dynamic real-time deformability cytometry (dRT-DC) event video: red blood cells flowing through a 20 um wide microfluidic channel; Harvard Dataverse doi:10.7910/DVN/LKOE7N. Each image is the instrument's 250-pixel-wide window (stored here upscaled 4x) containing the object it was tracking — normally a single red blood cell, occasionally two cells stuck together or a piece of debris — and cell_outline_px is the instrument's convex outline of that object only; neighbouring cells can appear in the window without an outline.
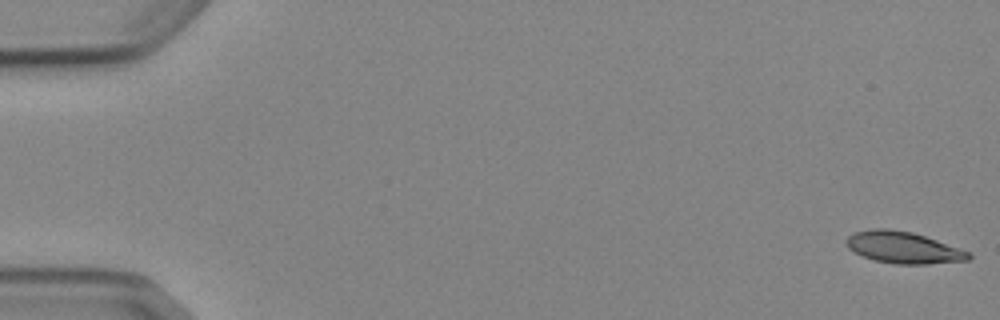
{"species": "Egyptian fruit bat (a non-hibernating species)", "species_latin": "Rousettus aegyptiacus", "temperature_condition": "cold", "stored_images_in_passage": 5, "camera_frame_rate_fps": 3000, "um_per_image_px": 0.085, "animal": {"sex": "female"}, "frame": {"image": 1, "passage_image": 1, "time_ms": 0.0, "image_size_px": [1000, 320], "cell_outline_px": [[972, 256], [968, 260], [928, 264], [896, 264], [876, 260], [864, 256], [848, 248], [848, 236], [856, 232], [872, 228], [888, 228], [912, 232], [972, 252]], "centroid_in_image_um": [76.84, 21.04], "position_along_channel_um": 8.2, "area_um2": 22.31}}
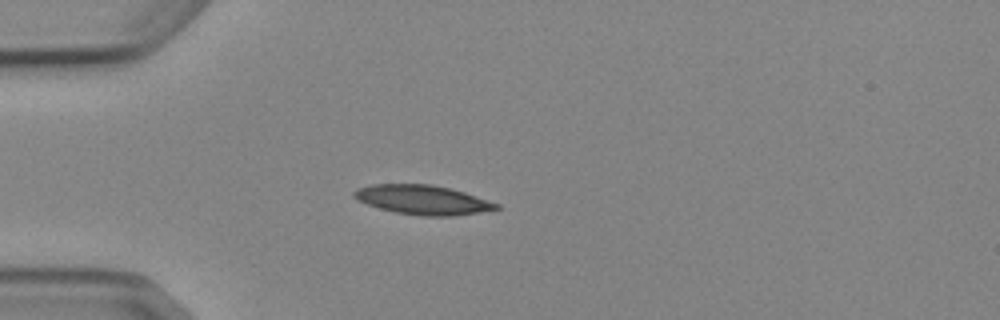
{"frame": {"image": 2, "passage_image": 4, "time_ms": 4.667, "image_size_px": [1000, 320], "cell_outline_px": [[500, 208], [452, 216], [420, 216], [396, 212], [380, 208], [356, 200], [352, 196], [352, 192], [356, 188], [372, 184], [432, 184], [464, 192], [500, 204]], "centroid_in_image_um": [35.87, 16.97], "position_along_channel_um": 49.1, "area_um2": 24.22}}